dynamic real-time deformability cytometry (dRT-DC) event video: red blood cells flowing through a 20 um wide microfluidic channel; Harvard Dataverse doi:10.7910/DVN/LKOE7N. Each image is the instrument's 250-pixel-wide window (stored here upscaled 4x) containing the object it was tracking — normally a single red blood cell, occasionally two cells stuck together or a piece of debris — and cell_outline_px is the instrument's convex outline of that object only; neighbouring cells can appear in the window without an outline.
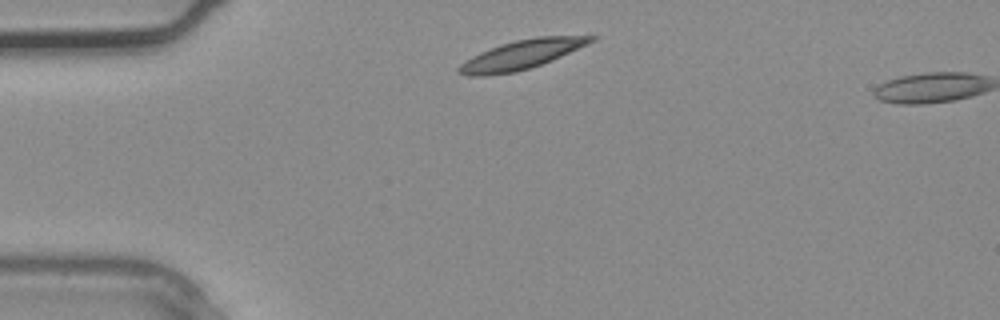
{"species": "common noctule bat (a hibernating species)", "species_latin": "Nyctalus noctula", "temperature_condition": "warm", "stored_images_in_passage": 2, "segment_of_instrument_passage": [1, 2], "camera_frame_rate_fps": 3000, "um_per_image_px": 0.085, "animal": {"sex": "male", "body_mass_g": 20.4}, "frame": {"image": 1, "passage_image": 1, "time_ms": 0.0, "image_size_px": [1000, 320], "cell_outline_px": [[596, 40], [588, 44], [552, 60], [516, 72], [484, 76], [468, 76], [456, 72], [456, 68], [464, 60], [480, 52], [500, 44], [516, 40], [536, 36], [596, 36]], "centroid_in_image_um": [44.27, 4.65], "position_along_channel_um": 40.7, "area_um2": 22.37}}